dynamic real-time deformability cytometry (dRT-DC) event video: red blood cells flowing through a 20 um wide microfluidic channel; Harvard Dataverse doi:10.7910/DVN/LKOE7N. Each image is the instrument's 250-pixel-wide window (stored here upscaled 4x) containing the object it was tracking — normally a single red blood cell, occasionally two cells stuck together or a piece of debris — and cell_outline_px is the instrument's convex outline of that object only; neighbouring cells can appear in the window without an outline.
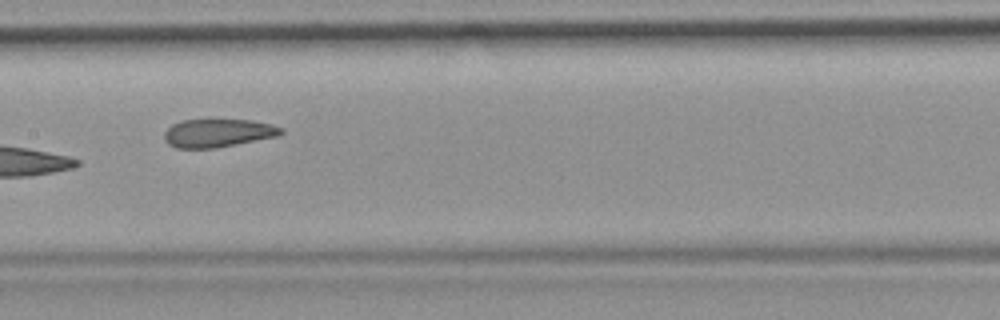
{"species": "common noctule bat (a hibernating species)", "species_latin": "Nyctalus noctula", "temperature_condition": "room temperature", "stored_images_in_passage": 9, "camera_frame_rate_fps": 3000, "um_per_image_px": 0.085, "animal": {"sex": "female", "body_mass_g": 19.9}, "frame": {"image": 1, "passage_image": 8, "time_ms": 2.333, "image_size_px": [1000, 320], "cell_outline_px": [[284, 132], [276, 136], [216, 148], [176, 148], [168, 144], [164, 140], [164, 132], [172, 124], [180, 120], [208, 116], [212, 116], [252, 120], [272, 124], [284, 128]], "centroid_in_image_um": [18.49, 11.24], "position_along_channel_um": 188.9, "area_um2": 20.29}}